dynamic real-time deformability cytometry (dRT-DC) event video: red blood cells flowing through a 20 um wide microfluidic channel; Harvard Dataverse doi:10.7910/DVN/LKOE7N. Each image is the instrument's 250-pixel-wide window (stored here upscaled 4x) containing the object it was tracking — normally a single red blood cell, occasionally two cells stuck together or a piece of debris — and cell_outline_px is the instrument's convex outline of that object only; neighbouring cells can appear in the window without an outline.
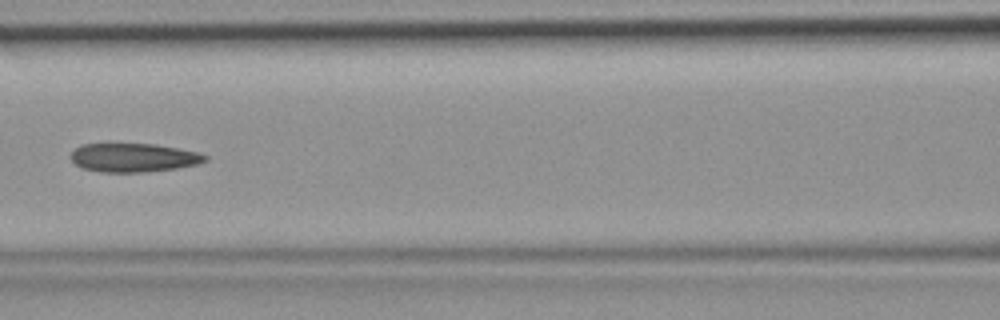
{"species": "common noctule bat (a hibernating species)", "species_latin": "Nyctalus noctula", "temperature_condition": "room temperature", "stored_images_in_passage": 28, "camera_frame_rate_fps": 3000, "um_per_image_px": 0.085, "animal": {"sex": "female", "body_mass_g": 19.9}, "frame": {"image": 1, "passage_image": 10, "time_ms": 3.0, "image_size_px": [1000, 320], "cell_outline_px": [[208, 160], [196, 164], [176, 168], [148, 172], [100, 172], [84, 168], [76, 164], [68, 156], [80, 144], [156, 144], [200, 152], [208, 156]], "centroid_in_image_um": [11.37, 13.39], "position_along_channel_um": 155.2, "area_um2": 22.54}}